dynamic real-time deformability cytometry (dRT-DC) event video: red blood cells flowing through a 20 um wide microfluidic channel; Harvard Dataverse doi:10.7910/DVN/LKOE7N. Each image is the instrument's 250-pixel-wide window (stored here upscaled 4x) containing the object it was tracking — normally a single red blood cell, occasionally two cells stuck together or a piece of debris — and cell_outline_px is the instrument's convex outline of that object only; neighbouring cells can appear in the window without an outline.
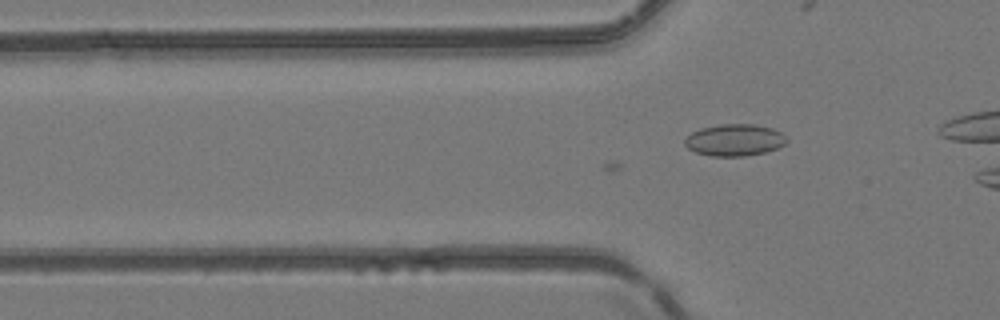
{"species": "common noctule bat (a hibernating species)", "species_latin": "Nyctalus noctula", "temperature_condition": "room temperature", "stored_images_in_passage": 4, "camera_frame_rate_fps": 3000, "um_per_image_px": 0.085, "animal": {"sex": "female", "body_mass_g": 24.6, "forearm_length_mm": 56.2}, "frame": {"image": 1, "passage_image": 4, "time_ms": 1.0, "image_size_px": [1000, 320], "cell_outline_px": [[788, 140], [784, 144], [776, 148], [764, 152], [744, 156], [712, 156], [696, 152], [688, 148], [684, 144], [684, 140], [692, 132], [700, 128], [720, 124], [756, 124], [772, 128], [780, 132]], "centroid_in_image_um": [62.42, 11.89], "position_along_channel_um": 63.4, "area_um2": 18.79}}